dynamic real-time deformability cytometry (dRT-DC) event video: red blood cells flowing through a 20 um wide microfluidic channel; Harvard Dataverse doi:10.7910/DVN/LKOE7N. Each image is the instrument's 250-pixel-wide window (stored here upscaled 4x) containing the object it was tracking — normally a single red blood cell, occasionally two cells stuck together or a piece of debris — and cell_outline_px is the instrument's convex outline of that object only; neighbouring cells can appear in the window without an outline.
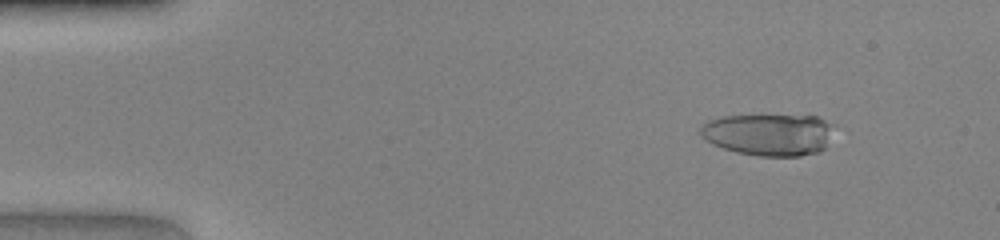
{"species": "human", "species_latin": "Homo sapiens", "temperature_condition": "warm", "stored_images_in_passage": 47, "camera_frame_rate_fps": 3000, "um_per_image_px": 0.085, "donor": {"sex": "female"}, "frame": {"image": 1, "passage_image": 5, "time_ms": 1.333, "image_size_px": [1000, 240], "cell_outline_px": [[836, 124], [824, 148], [820, 152], [800, 156], [760, 156], [736, 152], [712, 144], [700, 136], [700, 128], [708, 120], [720, 116], [820, 116]], "centroid_in_image_um": [65.38, 11.43], "position_along_channel_um": 19.6, "area_um2": 32.89}}
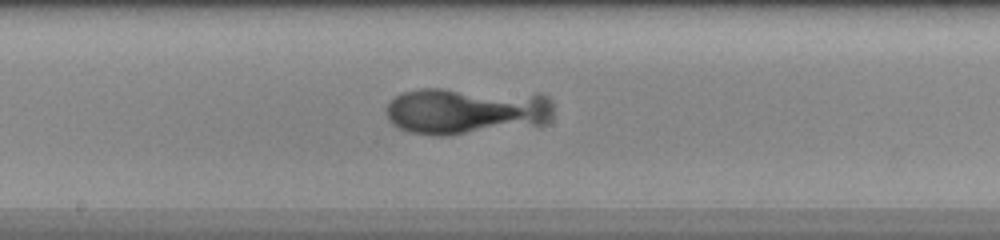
{"frame": {"image": 2, "passage_image": 25, "time_ms": 8.0, "image_size_px": [1000, 240], "cell_outline_px": [[552, 120], [548, 124], [448, 136], [436, 136], [412, 132], [400, 128], [392, 124], [388, 116], [388, 104], [400, 92], [416, 88], [444, 88], [540, 92], [548, 96], [552, 100]], "centroid_in_image_um": [39.74, 9.4], "position_along_channel_um": 208.5, "area_um2": 47.11}}
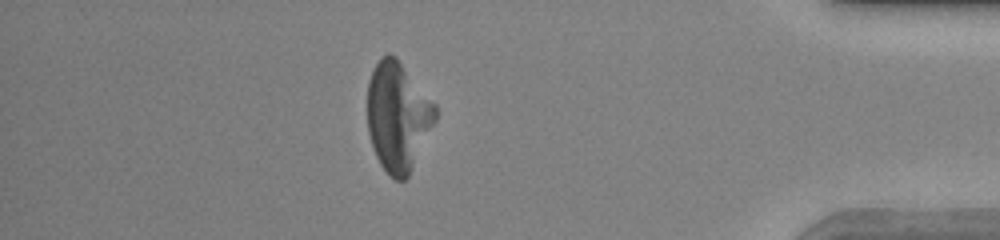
{"frame": {"image": 3, "passage_image": 41, "time_ms": 13.333, "image_size_px": [1000, 240], "cell_outline_px": [[436, 120], [408, 176], [404, 180], [396, 180], [388, 176], [380, 164], [376, 156], [368, 132], [368, 80], [380, 56], [388, 52], [396, 56], [436, 104]], "centroid_in_image_um": [33.81, 9.88], "position_along_channel_um": 401.4, "area_um2": 43.29}}